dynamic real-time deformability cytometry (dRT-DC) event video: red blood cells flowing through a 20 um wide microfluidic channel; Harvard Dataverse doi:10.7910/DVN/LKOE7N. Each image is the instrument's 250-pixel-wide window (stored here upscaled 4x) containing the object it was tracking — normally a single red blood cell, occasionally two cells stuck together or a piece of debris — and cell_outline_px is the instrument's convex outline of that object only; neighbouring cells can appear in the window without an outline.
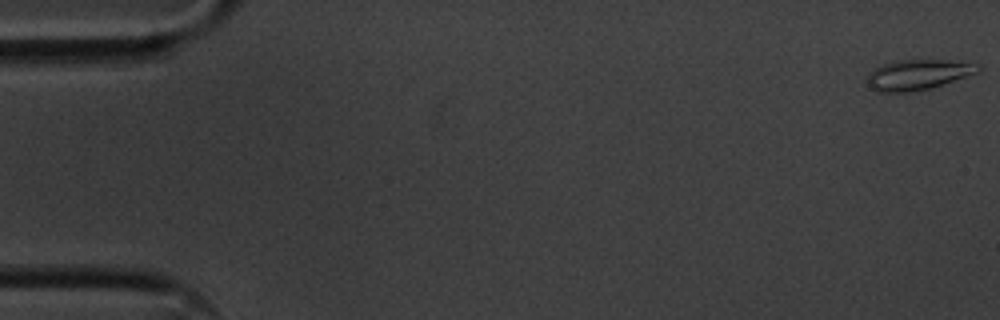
{"species": "common noctule bat (a hibernating species)", "species_latin": "Nyctalus noctula", "temperature_condition": "cold", "stored_images_in_passage": 56, "camera_frame_rate_fps": 3000, "um_per_image_px": 0.085, "animal": {"sex": "male", "body_mass_g": 20.1, "forearm_length_mm": 53.5}, "frame": {"image": 1, "passage_image": 1, "time_ms": 0.0, "image_size_px": [1000, 320], "cell_outline_px": [[980, 68], [976, 72], [932, 88], [908, 92], [876, 92], [868, 84], [868, 72], [872, 68], [892, 60], [944, 60], [980, 64]], "centroid_in_image_um": [77.95, 6.34], "position_along_channel_um": 7.1, "area_um2": 19.48}}
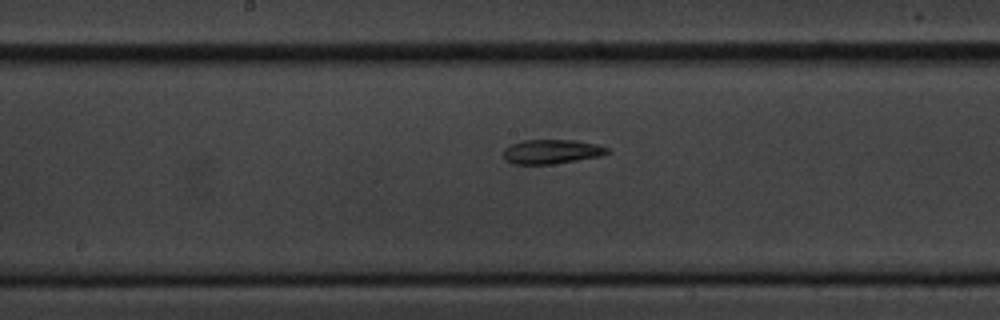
{"frame": {"image": 2, "passage_image": 29, "time_ms": 9.333, "image_size_px": [1000, 320], "cell_outline_px": [[612, 152], [604, 156], [552, 164], [512, 164], [504, 160], [504, 148], [512, 144], [524, 140], [572, 140], [596, 144], [608, 148]], "centroid_in_image_um": [46.91, 12.9], "position_along_channel_um": 201.3, "area_um2": 14.85}}
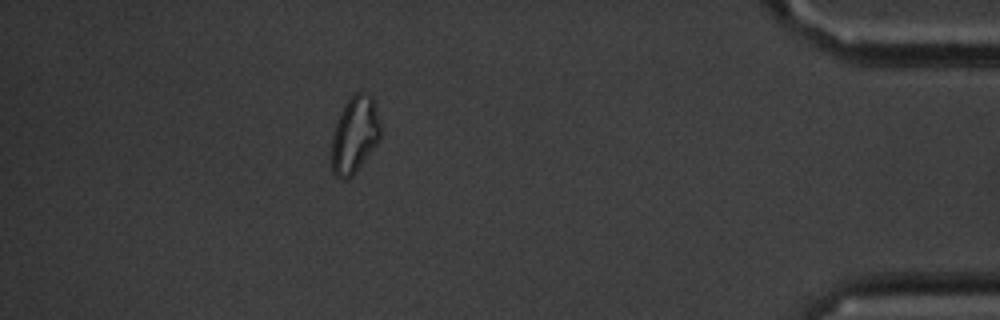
{"frame": {"image": 3, "passage_image": 50, "time_ms": 16.333, "image_size_px": [1000, 320], "cell_outline_px": [[380, 136], [376, 144], [356, 172], [352, 176], [344, 180], [340, 180], [332, 172], [332, 136], [340, 112], [344, 104], [356, 92], [364, 92], [372, 96], [376, 104], [380, 120]], "centroid_in_image_um": [30.15, 11.45], "position_along_channel_um": 405.0, "area_um2": 21.91}, "authors_computed_cell_mechanics": {"area_um2": 16.4441, "velocity_mm_per_s": 3.5857, "shape_relaxation_time_tau1_ms": null, "shape_relaxation_time_tau2_ms": 11.0015, "deformation_change_tau1": null, "deformation_change_tau2": 0.2135}}